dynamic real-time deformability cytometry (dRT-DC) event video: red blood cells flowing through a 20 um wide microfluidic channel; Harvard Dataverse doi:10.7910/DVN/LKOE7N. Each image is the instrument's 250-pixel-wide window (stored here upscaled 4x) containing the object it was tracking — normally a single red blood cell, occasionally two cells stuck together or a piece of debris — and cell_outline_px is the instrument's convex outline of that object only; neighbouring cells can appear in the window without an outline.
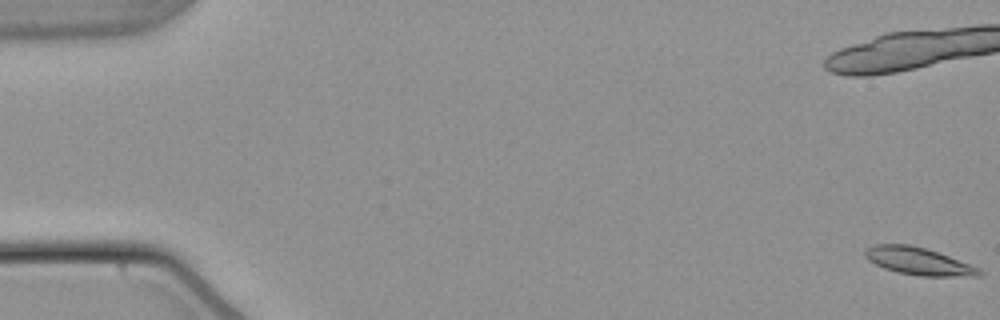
{"species": "common noctule bat (a hibernating species)", "species_latin": "Nyctalus noctula", "temperature_condition": "warm", "stored_images_in_passage": 56, "camera_frame_rate_fps": 3000, "um_per_image_px": 0.085, "animal": {"sex": "male", "body_mass_g": 21.5, "forearm_length_mm": 52.0}, "frame": {"image": 1, "passage_image": 1, "time_ms": 0.0, "image_size_px": [1000, 320], "cell_outline_px": [[984, 276], [920, 276], [896, 272], [884, 268], [868, 260], [864, 256], [864, 252], [868, 248], [876, 244], [908, 244], [924, 248], [948, 256], [980, 268], [984, 272]], "centroid_in_image_um": [78.09, 22.21], "position_along_channel_um": 6.9, "area_um2": 18.15}, "authors_computed_cell_mechanics": {"area_um2": 18.1203, "velocity_mm_per_s": 3.7847, "shape_relaxation_time_tau1_ms": 7.8746, "shape_relaxation_time_tau2_ms": null, "deformation_change_tau1": 0.149, "deformation_change_tau2": null}}